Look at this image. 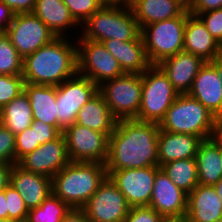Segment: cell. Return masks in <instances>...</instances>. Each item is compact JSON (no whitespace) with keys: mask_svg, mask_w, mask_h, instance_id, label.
<instances>
[{"mask_svg":"<svg viewBox=\"0 0 222 222\" xmlns=\"http://www.w3.org/2000/svg\"><path fill=\"white\" fill-rule=\"evenodd\" d=\"M71 40L75 39L56 37L33 54L27 55L23 59L22 76L25 83L58 86L75 76L78 73V45Z\"/></svg>","mask_w":222,"mask_h":222,"instance_id":"obj_2","label":"cell"},{"mask_svg":"<svg viewBox=\"0 0 222 222\" xmlns=\"http://www.w3.org/2000/svg\"><path fill=\"white\" fill-rule=\"evenodd\" d=\"M10 184L19 192L28 210L40 206L52 193V178L13 165Z\"/></svg>","mask_w":222,"mask_h":222,"instance_id":"obj_20","label":"cell"},{"mask_svg":"<svg viewBox=\"0 0 222 222\" xmlns=\"http://www.w3.org/2000/svg\"><path fill=\"white\" fill-rule=\"evenodd\" d=\"M41 144L37 141L36 128L31 126L15 135V164Z\"/></svg>","mask_w":222,"mask_h":222,"instance_id":"obj_34","label":"cell"},{"mask_svg":"<svg viewBox=\"0 0 222 222\" xmlns=\"http://www.w3.org/2000/svg\"><path fill=\"white\" fill-rule=\"evenodd\" d=\"M166 218L149 206L131 207L124 222H163Z\"/></svg>","mask_w":222,"mask_h":222,"instance_id":"obj_39","label":"cell"},{"mask_svg":"<svg viewBox=\"0 0 222 222\" xmlns=\"http://www.w3.org/2000/svg\"><path fill=\"white\" fill-rule=\"evenodd\" d=\"M160 168L187 195L199 184L195 158L171 161Z\"/></svg>","mask_w":222,"mask_h":222,"instance_id":"obj_30","label":"cell"},{"mask_svg":"<svg viewBox=\"0 0 222 222\" xmlns=\"http://www.w3.org/2000/svg\"><path fill=\"white\" fill-rule=\"evenodd\" d=\"M13 165L14 164L0 163V192L10 185Z\"/></svg>","mask_w":222,"mask_h":222,"instance_id":"obj_44","label":"cell"},{"mask_svg":"<svg viewBox=\"0 0 222 222\" xmlns=\"http://www.w3.org/2000/svg\"><path fill=\"white\" fill-rule=\"evenodd\" d=\"M199 184L213 186L222 177L220 145L212 138L203 140L195 156Z\"/></svg>","mask_w":222,"mask_h":222,"instance_id":"obj_28","label":"cell"},{"mask_svg":"<svg viewBox=\"0 0 222 222\" xmlns=\"http://www.w3.org/2000/svg\"><path fill=\"white\" fill-rule=\"evenodd\" d=\"M217 196L222 200V177L219 179V181L213 185Z\"/></svg>","mask_w":222,"mask_h":222,"instance_id":"obj_50","label":"cell"},{"mask_svg":"<svg viewBox=\"0 0 222 222\" xmlns=\"http://www.w3.org/2000/svg\"><path fill=\"white\" fill-rule=\"evenodd\" d=\"M5 3L15 14L32 13L36 0H0Z\"/></svg>","mask_w":222,"mask_h":222,"instance_id":"obj_42","label":"cell"},{"mask_svg":"<svg viewBox=\"0 0 222 222\" xmlns=\"http://www.w3.org/2000/svg\"><path fill=\"white\" fill-rule=\"evenodd\" d=\"M130 206L109 176L81 209L90 222H124Z\"/></svg>","mask_w":222,"mask_h":222,"instance_id":"obj_13","label":"cell"},{"mask_svg":"<svg viewBox=\"0 0 222 222\" xmlns=\"http://www.w3.org/2000/svg\"><path fill=\"white\" fill-rule=\"evenodd\" d=\"M198 17L205 24L206 29L211 33V35L218 41L219 44L222 43V9L211 10L208 12H203L198 15Z\"/></svg>","mask_w":222,"mask_h":222,"instance_id":"obj_38","label":"cell"},{"mask_svg":"<svg viewBox=\"0 0 222 222\" xmlns=\"http://www.w3.org/2000/svg\"><path fill=\"white\" fill-rule=\"evenodd\" d=\"M0 163L15 164V135L0 124Z\"/></svg>","mask_w":222,"mask_h":222,"instance_id":"obj_37","label":"cell"},{"mask_svg":"<svg viewBox=\"0 0 222 222\" xmlns=\"http://www.w3.org/2000/svg\"><path fill=\"white\" fill-rule=\"evenodd\" d=\"M6 34L23 59L56 38L47 25L33 13L15 14Z\"/></svg>","mask_w":222,"mask_h":222,"instance_id":"obj_12","label":"cell"},{"mask_svg":"<svg viewBox=\"0 0 222 222\" xmlns=\"http://www.w3.org/2000/svg\"><path fill=\"white\" fill-rule=\"evenodd\" d=\"M24 92L33 111V121L57 128L56 86L25 83Z\"/></svg>","mask_w":222,"mask_h":222,"instance_id":"obj_25","label":"cell"},{"mask_svg":"<svg viewBox=\"0 0 222 222\" xmlns=\"http://www.w3.org/2000/svg\"><path fill=\"white\" fill-rule=\"evenodd\" d=\"M8 218V210L6 205L5 189L0 192V219Z\"/></svg>","mask_w":222,"mask_h":222,"instance_id":"obj_48","label":"cell"},{"mask_svg":"<svg viewBox=\"0 0 222 222\" xmlns=\"http://www.w3.org/2000/svg\"><path fill=\"white\" fill-rule=\"evenodd\" d=\"M102 43L118 61L124 73L142 74L151 66L147 58L142 35L136 40L119 41L109 39Z\"/></svg>","mask_w":222,"mask_h":222,"instance_id":"obj_22","label":"cell"},{"mask_svg":"<svg viewBox=\"0 0 222 222\" xmlns=\"http://www.w3.org/2000/svg\"><path fill=\"white\" fill-rule=\"evenodd\" d=\"M63 3L80 25L101 8L98 0H63Z\"/></svg>","mask_w":222,"mask_h":222,"instance_id":"obj_36","label":"cell"},{"mask_svg":"<svg viewBox=\"0 0 222 222\" xmlns=\"http://www.w3.org/2000/svg\"><path fill=\"white\" fill-rule=\"evenodd\" d=\"M22 75H0V109L24 92Z\"/></svg>","mask_w":222,"mask_h":222,"instance_id":"obj_33","label":"cell"},{"mask_svg":"<svg viewBox=\"0 0 222 222\" xmlns=\"http://www.w3.org/2000/svg\"><path fill=\"white\" fill-rule=\"evenodd\" d=\"M133 0H98L101 7L131 8Z\"/></svg>","mask_w":222,"mask_h":222,"instance_id":"obj_46","label":"cell"},{"mask_svg":"<svg viewBox=\"0 0 222 222\" xmlns=\"http://www.w3.org/2000/svg\"><path fill=\"white\" fill-rule=\"evenodd\" d=\"M79 38L102 43L105 40H136L141 29L131 8L101 7L80 26Z\"/></svg>","mask_w":222,"mask_h":222,"instance_id":"obj_5","label":"cell"},{"mask_svg":"<svg viewBox=\"0 0 222 222\" xmlns=\"http://www.w3.org/2000/svg\"><path fill=\"white\" fill-rule=\"evenodd\" d=\"M159 124L118 120L109 136L106 170L158 166Z\"/></svg>","mask_w":222,"mask_h":222,"instance_id":"obj_1","label":"cell"},{"mask_svg":"<svg viewBox=\"0 0 222 222\" xmlns=\"http://www.w3.org/2000/svg\"><path fill=\"white\" fill-rule=\"evenodd\" d=\"M33 123V111L28 96L22 92L1 108L0 124L14 135L23 132Z\"/></svg>","mask_w":222,"mask_h":222,"instance_id":"obj_29","label":"cell"},{"mask_svg":"<svg viewBox=\"0 0 222 222\" xmlns=\"http://www.w3.org/2000/svg\"><path fill=\"white\" fill-rule=\"evenodd\" d=\"M117 121L98 92L80 109L75 123L105 133L109 137L115 130Z\"/></svg>","mask_w":222,"mask_h":222,"instance_id":"obj_27","label":"cell"},{"mask_svg":"<svg viewBox=\"0 0 222 222\" xmlns=\"http://www.w3.org/2000/svg\"><path fill=\"white\" fill-rule=\"evenodd\" d=\"M149 207L165 218L184 219L186 215L187 194L161 168L156 172Z\"/></svg>","mask_w":222,"mask_h":222,"instance_id":"obj_16","label":"cell"},{"mask_svg":"<svg viewBox=\"0 0 222 222\" xmlns=\"http://www.w3.org/2000/svg\"><path fill=\"white\" fill-rule=\"evenodd\" d=\"M131 10L142 29L155 22L179 17L186 8L177 0H133Z\"/></svg>","mask_w":222,"mask_h":222,"instance_id":"obj_24","label":"cell"},{"mask_svg":"<svg viewBox=\"0 0 222 222\" xmlns=\"http://www.w3.org/2000/svg\"><path fill=\"white\" fill-rule=\"evenodd\" d=\"M222 9V0H193L188 12L198 16L200 13Z\"/></svg>","mask_w":222,"mask_h":222,"instance_id":"obj_41","label":"cell"},{"mask_svg":"<svg viewBox=\"0 0 222 222\" xmlns=\"http://www.w3.org/2000/svg\"><path fill=\"white\" fill-rule=\"evenodd\" d=\"M0 222H20V221L7 218V219H0Z\"/></svg>","mask_w":222,"mask_h":222,"instance_id":"obj_53","label":"cell"},{"mask_svg":"<svg viewBox=\"0 0 222 222\" xmlns=\"http://www.w3.org/2000/svg\"><path fill=\"white\" fill-rule=\"evenodd\" d=\"M159 166L107 170L108 176L125 196L130 207L149 206L154 179Z\"/></svg>","mask_w":222,"mask_h":222,"instance_id":"obj_14","label":"cell"},{"mask_svg":"<svg viewBox=\"0 0 222 222\" xmlns=\"http://www.w3.org/2000/svg\"><path fill=\"white\" fill-rule=\"evenodd\" d=\"M163 222H186L185 218L184 219H171V218H166Z\"/></svg>","mask_w":222,"mask_h":222,"instance_id":"obj_52","label":"cell"},{"mask_svg":"<svg viewBox=\"0 0 222 222\" xmlns=\"http://www.w3.org/2000/svg\"><path fill=\"white\" fill-rule=\"evenodd\" d=\"M62 222H90V220L81 209H72Z\"/></svg>","mask_w":222,"mask_h":222,"instance_id":"obj_45","label":"cell"},{"mask_svg":"<svg viewBox=\"0 0 222 222\" xmlns=\"http://www.w3.org/2000/svg\"><path fill=\"white\" fill-rule=\"evenodd\" d=\"M32 13L41 19L56 37H65L67 29L81 26L63 0H36Z\"/></svg>","mask_w":222,"mask_h":222,"instance_id":"obj_26","label":"cell"},{"mask_svg":"<svg viewBox=\"0 0 222 222\" xmlns=\"http://www.w3.org/2000/svg\"><path fill=\"white\" fill-rule=\"evenodd\" d=\"M112 115L117 120L136 119L142 96L141 74L124 73L98 86Z\"/></svg>","mask_w":222,"mask_h":222,"instance_id":"obj_8","label":"cell"},{"mask_svg":"<svg viewBox=\"0 0 222 222\" xmlns=\"http://www.w3.org/2000/svg\"><path fill=\"white\" fill-rule=\"evenodd\" d=\"M183 51L201 57L210 62L221 56V48L218 41L206 29L202 20L188 12L184 28Z\"/></svg>","mask_w":222,"mask_h":222,"instance_id":"obj_18","label":"cell"},{"mask_svg":"<svg viewBox=\"0 0 222 222\" xmlns=\"http://www.w3.org/2000/svg\"><path fill=\"white\" fill-rule=\"evenodd\" d=\"M62 134L71 161L106 164L109 137L105 133L74 123Z\"/></svg>","mask_w":222,"mask_h":222,"instance_id":"obj_11","label":"cell"},{"mask_svg":"<svg viewBox=\"0 0 222 222\" xmlns=\"http://www.w3.org/2000/svg\"><path fill=\"white\" fill-rule=\"evenodd\" d=\"M222 218V200L213 186L198 184L187 195L186 222H218Z\"/></svg>","mask_w":222,"mask_h":222,"instance_id":"obj_21","label":"cell"},{"mask_svg":"<svg viewBox=\"0 0 222 222\" xmlns=\"http://www.w3.org/2000/svg\"><path fill=\"white\" fill-rule=\"evenodd\" d=\"M186 19L187 9L179 17L155 22L141 29L147 58L151 65H158L183 51Z\"/></svg>","mask_w":222,"mask_h":222,"instance_id":"obj_7","label":"cell"},{"mask_svg":"<svg viewBox=\"0 0 222 222\" xmlns=\"http://www.w3.org/2000/svg\"><path fill=\"white\" fill-rule=\"evenodd\" d=\"M70 161L66 140L61 133L56 139L41 144L17 164L27 171L52 178Z\"/></svg>","mask_w":222,"mask_h":222,"instance_id":"obj_15","label":"cell"},{"mask_svg":"<svg viewBox=\"0 0 222 222\" xmlns=\"http://www.w3.org/2000/svg\"><path fill=\"white\" fill-rule=\"evenodd\" d=\"M31 127L36 128L37 141L40 144L56 139L61 134L55 126L41 121H33Z\"/></svg>","mask_w":222,"mask_h":222,"instance_id":"obj_40","label":"cell"},{"mask_svg":"<svg viewBox=\"0 0 222 222\" xmlns=\"http://www.w3.org/2000/svg\"><path fill=\"white\" fill-rule=\"evenodd\" d=\"M179 3H181L186 9H189L191 6L193 0H177Z\"/></svg>","mask_w":222,"mask_h":222,"instance_id":"obj_51","label":"cell"},{"mask_svg":"<svg viewBox=\"0 0 222 222\" xmlns=\"http://www.w3.org/2000/svg\"><path fill=\"white\" fill-rule=\"evenodd\" d=\"M220 160H221V168H222V146H220Z\"/></svg>","mask_w":222,"mask_h":222,"instance_id":"obj_54","label":"cell"},{"mask_svg":"<svg viewBox=\"0 0 222 222\" xmlns=\"http://www.w3.org/2000/svg\"><path fill=\"white\" fill-rule=\"evenodd\" d=\"M5 196L8 218L25 222L29 210L19 192L10 184L5 188Z\"/></svg>","mask_w":222,"mask_h":222,"instance_id":"obj_35","label":"cell"},{"mask_svg":"<svg viewBox=\"0 0 222 222\" xmlns=\"http://www.w3.org/2000/svg\"><path fill=\"white\" fill-rule=\"evenodd\" d=\"M141 78V104L135 120L159 124L179 94L158 65L147 68Z\"/></svg>","mask_w":222,"mask_h":222,"instance_id":"obj_6","label":"cell"},{"mask_svg":"<svg viewBox=\"0 0 222 222\" xmlns=\"http://www.w3.org/2000/svg\"><path fill=\"white\" fill-rule=\"evenodd\" d=\"M216 117L188 93L179 94L159 128L167 132L191 134L203 140L212 138Z\"/></svg>","mask_w":222,"mask_h":222,"instance_id":"obj_4","label":"cell"},{"mask_svg":"<svg viewBox=\"0 0 222 222\" xmlns=\"http://www.w3.org/2000/svg\"><path fill=\"white\" fill-rule=\"evenodd\" d=\"M15 13L0 1V33H6L9 24L13 21Z\"/></svg>","mask_w":222,"mask_h":222,"instance_id":"obj_43","label":"cell"},{"mask_svg":"<svg viewBox=\"0 0 222 222\" xmlns=\"http://www.w3.org/2000/svg\"><path fill=\"white\" fill-rule=\"evenodd\" d=\"M202 142L201 137L191 134L160 130L158 136V166L161 167L163 164L175 160L195 158Z\"/></svg>","mask_w":222,"mask_h":222,"instance_id":"obj_23","label":"cell"},{"mask_svg":"<svg viewBox=\"0 0 222 222\" xmlns=\"http://www.w3.org/2000/svg\"><path fill=\"white\" fill-rule=\"evenodd\" d=\"M108 176L106 164L70 161L52 177V192L72 209H82Z\"/></svg>","mask_w":222,"mask_h":222,"instance_id":"obj_3","label":"cell"},{"mask_svg":"<svg viewBox=\"0 0 222 222\" xmlns=\"http://www.w3.org/2000/svg\"><path fill=\"white\" fill-rule=\"evenodd\" d=\"M23 58L6 33H0V75H22Z\"/></svg>","mask_w":222,"mask_h":222,"instance_id":"obj_32","label":"cell"},{"mask_svg":"<svg viewBox=\"0 0 222 222\" xmlns=\"http://www.w3.org/2000/svg\"><path fill=\"white\" fill-rule=\"evenodd\" d=\"M205 62L199 56L181 51L163 60L158 66L167 75L178 94H186L190 91L195 77Z\"/></svg>","mask_w":222,"mask_h":222,"instance_id":"obj_17","label":"cell"},{"mask_svg":"<svg viewBox=\"0 0 222 222\" xmlns=\"http://www.w3.org/2000/svg\"><path fill=\"white\" fill-rule=\"evenodd\" d=\"M212 139L222 146V117H217Z\"/></svg>","mask_w":222,"mask_h":222,"instance_id":"obj_47","label":"cell"},{"mask_svg":"<svg viewBox=\"0 0 222 222\" xmlns=\"http://www.w3.org/2000/svg\"><path fill=\"white\" fill-rule=\"evenodd\" d=\"M71 210L72 208L52 192L40 206L28 211L25 222H62Z\"/></svg>","mask_w":222,"mask_h":222,"instance_id":"obj_31","label":"cell"},{"mask_svg":"<svg viewBox=\"0 0 222 222\" xmlns=\"http://www.w3.org/2000/svg\"><path fill=\"white\" fill-rule=\"evenodd\" d=\"M78 74L97 86L124 74L118 61L103 43L79 38L77 41Z\"/></svg>","mask_w":222,"mask_h":222,"instance_id":"obj_10","label":"cell"},{"mask_svg":"<svg viewBox=\"0 0 222 222\" xmlns=\"http://www.w3.org/2000/svg\"><path fill=\"white\" fill-rule=\"evenodd\" d=\"M188 94L216 118L222 117V80L209 62L200 68Z\"/></svg>","mask_w":222,"mask_h":222,"instance_id":"obj_19","label":"cell"},{"mask_svg":"<svg viewBox=\"0 0 222 222\" xmlns=\"http://www.w3.org/2000/svg\"><path fill=\"white\" fill-rule=\"evenodd\" d=\"M220 48H221V56H222V43L220 44Z\"/></svg>","mask_w":222,"mask_h":222,"instance_id":"obj_55","label":"cell"},{"mask_svg":"<svg viewBox=\"0 0 222 222\" xmlns=\"http://www.w3.org/2000/svg\"><path fill=\"white\" fill-rule=\"evenodd\" d=\"M209 63L216 69L218 76L222 80V56L216 57Z\"/></svg>","mask_w":222,"mask_h":222,"instance_id":"obj_49","label":"cell"},{"mask_svg":"<svg viewBox=\"0 0 222 222\" xmlns=\"http://www.w3.org/2000/svg\"><path fill=\"white\" fill-rule=\"evenodd\" d=\"M98 93V86L76 74L56 86L57 129L62 133L75 123L80 109Z\"/></svg>","mask_w":222,"mask_h":222,"instance_id":"obj_9","label":"cell"}]
</instances>
